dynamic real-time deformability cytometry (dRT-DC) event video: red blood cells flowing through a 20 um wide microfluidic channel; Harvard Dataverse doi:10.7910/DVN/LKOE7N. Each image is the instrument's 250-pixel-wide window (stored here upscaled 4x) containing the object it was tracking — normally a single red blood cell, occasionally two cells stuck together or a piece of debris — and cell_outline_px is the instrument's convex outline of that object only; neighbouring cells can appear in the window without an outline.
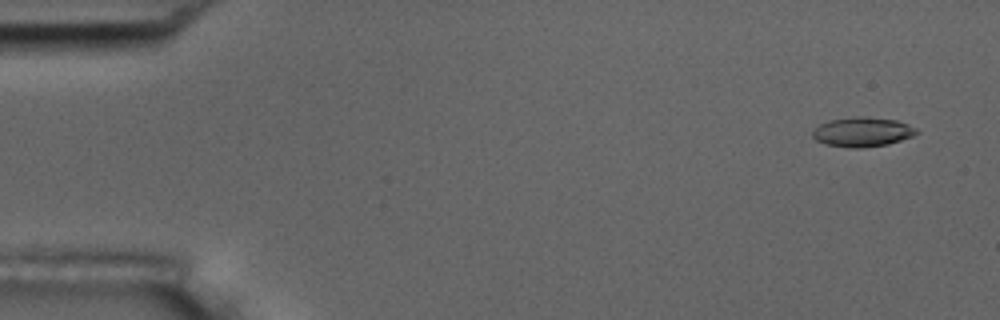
{"species": "common noctule bat (a hibernating species)", "species_latin": "Nyctalus noctula", "temperature_condition": "room temperature", "stored_images_in_passage": 55, "camera_frame_rate_fps": 3000, "um_per_image_px": 0.085, "animal": {"sex": "male", "body_mass_g": 17.5, "forearm_length_mm": 52.3}, "frame": {"image": 1, "passage_image": 3, "time_ms": 0.667, "image_size_px": [1000, 320], "cell_outline_px": [[920, 132], [912, 136], [888, 144], [860, 148], [852, 148], [828, 144], [816, 140], [812, 136], [812, 132], [820, 124], [828, 120], [852, 116], [864, 116], [896, 120], [908, 124], [916, 128]], "centroid_in_image_um": [73.31, 11.2], "position_along_channel_um": 11.7, "area_um2": 17.86}}
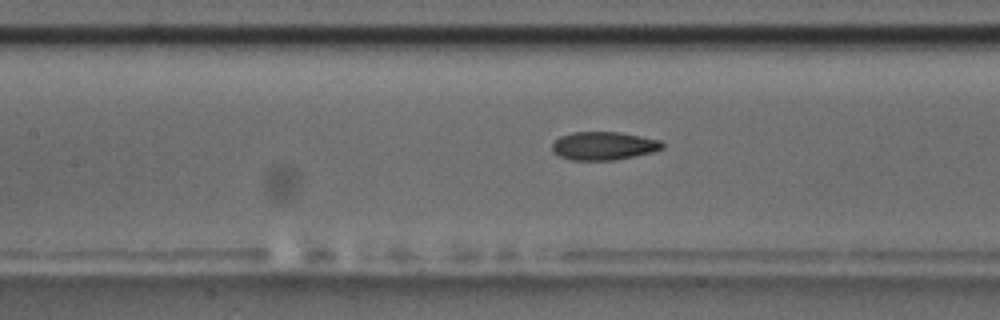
{"frame": {"image": 2, "passage_image": 25, "time_ms": 8.0, "image_size_px": [1000, 320], "cell_outline_px": [[664, 148], [652, 152], [636, 156], [612, 160], [568, 160], [552, 152], [552, 144], [560, 136], [572, 132], [620, 132], [660, 140], [664, 144]], "centroid_in_image_um": [51.3, 12.4], "position_along_channel_um": 156.1, "area_um2": 18.21}}
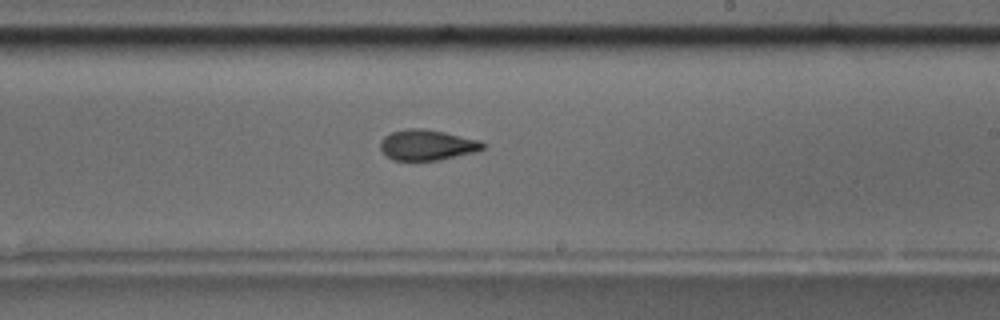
{"frame": {"image": 3, "passage_image": 33, "time_ms": 10.667, "image_size_px": [1000, 320], "cell_outline_px": [[484, 148], [476, 152], [440, 160], [392, 160], [380, 148], [380, 140], [384, 136], [392, 132], [404, 128], [420, 128], [444, 132], [480, 140], [484, 144]], "centroid_in_image_um": [36.3, 12.32], "position_along_channel_um": 252.7, "area_um2": 18.26}, "authors_computed_cell_mechanics": {"area_um2": 18.2648, "velocity_mm_per_s": 3.6459, "shape_relaxation_time_tau1_ms": null, "shape_relaxation_time_tau2_ms": 2.7915, "deformation_change_tau1": null, "deformation_change_tau2": 0.0876}}